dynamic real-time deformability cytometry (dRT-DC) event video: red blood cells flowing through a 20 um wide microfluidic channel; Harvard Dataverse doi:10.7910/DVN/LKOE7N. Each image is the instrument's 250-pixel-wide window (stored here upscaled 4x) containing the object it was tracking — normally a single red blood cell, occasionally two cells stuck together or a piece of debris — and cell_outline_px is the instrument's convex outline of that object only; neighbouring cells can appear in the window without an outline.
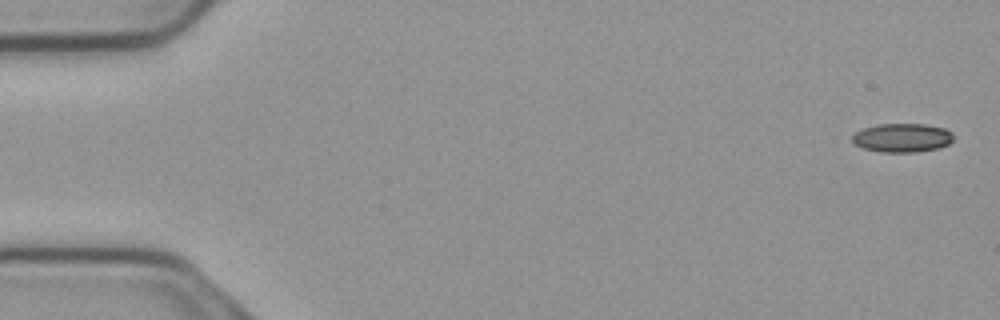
{"species": "common noctule bat (a hibernating species)", "species_latin": "Nyctalus noctula", "temperature_condition": "cold", "stored_images_in_passage": 55, "camera_frame_rate_fps": 3000, "um_per_image_px": 0.085, "animal": {"sex": "male", "body_mass_g": 23.1, "forearm_length_mm": 52.7}, "frame": {"image": 1, "passage_image": 1, "time_ms": 0.0, "image_size_px": [1000, 320], "cell_outline_px": [[952, 140], [948, 144], [936, 148], [916, 152], [880, 152], [864, 148], [856, 144], [852, 140], [852, 136], [856, 132], [864, 128], [876, 124], [924, 124], [944, 128], [952, 132]], "centroid_in_image_um": [76.68, 11.7], "position_along_channel_um": 8.3, "area_um2": 16.82}}
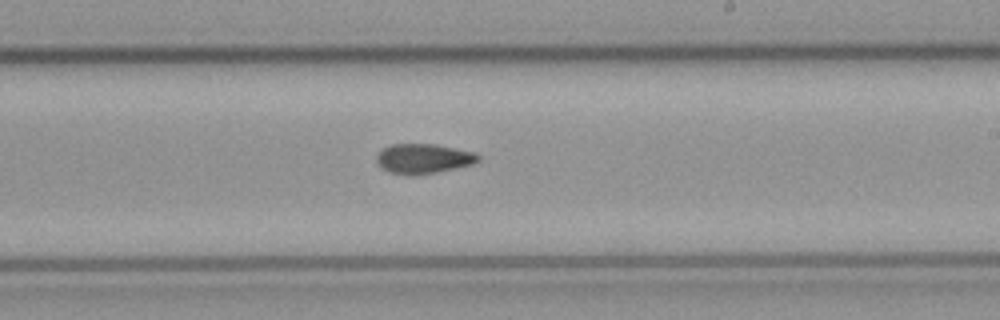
{"frame": {"image": 2, "passage_image": 32, "time_ms": 10.333, "image_size_px": [1000, 320], "cell_outline_px": [[480, 160], [472, 164], [436, 172], [412, 176], [408, 176], [388, 172], [376, 160], [376, 156], [384, 148], [392, 144], [436, 144], [476, 152], [480, 156]], "centroid_in_image_um": [36.01, 13.48], "position_along_channel_um": 253.0, "area_um2": 17.63}}
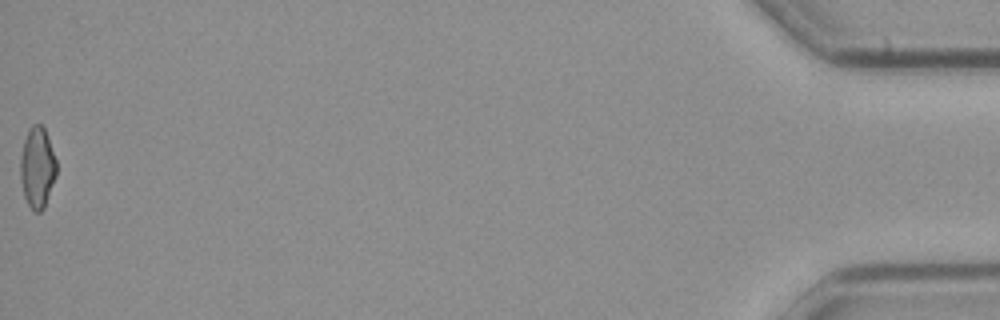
{"frame": {"image": 3, "passage_image": 55, "time_ms": 18.0, "image_size_px": [1000, 320], "cell_outline_px": [[56, 176], [44, 208], [40, 212], [32, 212], [24, 196], [20, 180], [20, 156], [24, 140], [28, 128], [32, 124], [40, 124], [44, 128], [56, 160]], "centroid_in_image_um": [3.15, 14.26], "position_along_channel_um": 432.0, "area_um2": 17.11}, "authors_computed_cell_mechanics": {"area_um2": 17.3978, "velocity_mm_per_s": 3.7228, "shape_relaxation_time_tau1_ms": 6.2388, "shape_relaxation_time_tau2_ms": 7.4593, "deformation_change_tau1": 0.1425, "deformation_change_tau2": 0.1369}}